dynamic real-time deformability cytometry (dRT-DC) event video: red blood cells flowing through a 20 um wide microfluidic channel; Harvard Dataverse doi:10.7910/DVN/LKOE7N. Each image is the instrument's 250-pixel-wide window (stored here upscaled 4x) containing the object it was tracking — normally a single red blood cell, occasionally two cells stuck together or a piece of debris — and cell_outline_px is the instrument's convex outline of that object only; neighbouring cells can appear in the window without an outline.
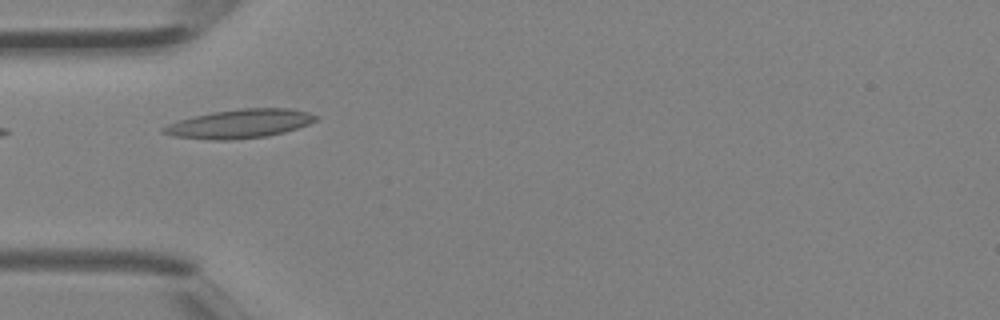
{"species": "Egyptian fruit bat (a non-hibernating species)", "species_latin": "Rousettus aegyptiacus", "temperature_condition": "room temperature", "stored_images_in_passage": 2, "camera_frame_rate_fps": 3000, "um_per_image_px": 0.085, "animal": {"sex": "female"}, "frame": {"image": 1, "passage_image": 1, "time_ms": 0.0, "image_size_px": [1000, 320], "cell_outline_px": [[320, 116], [316, 120], [308, 124], [284, 132], [268, 136], [232, 140], [212, 140], [172, 136], [160, 132], [160, 128], [168, 124], [180, 120], [212, 112], [240, 108], [292, 108], [308, 112]], "centroid_in_image_um": [20.38, 10.52], "position_along_channel_um": 64.6, "area_um2": 25.66}}
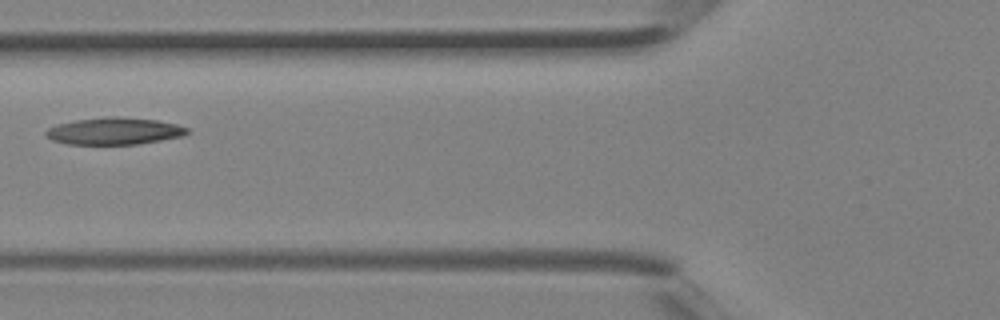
{"frame": {"image": 2, "passage_image": 2, "time_ms": 0.333, "image_size_px": [1000, 320], "cell_outline_px": [[188, 132], [184, 136], [136, 144], [68, 144], [52, 140], [44, 132], [48, 128], [56, 124], [76, 120], [108, 116], [116, 116], [156, 120], [176, 124], [188, 128]], "centroid_in_image_um": [9.7, 11.13], "position_along_channel_um": 116.1, "area_um2": 22.14}}